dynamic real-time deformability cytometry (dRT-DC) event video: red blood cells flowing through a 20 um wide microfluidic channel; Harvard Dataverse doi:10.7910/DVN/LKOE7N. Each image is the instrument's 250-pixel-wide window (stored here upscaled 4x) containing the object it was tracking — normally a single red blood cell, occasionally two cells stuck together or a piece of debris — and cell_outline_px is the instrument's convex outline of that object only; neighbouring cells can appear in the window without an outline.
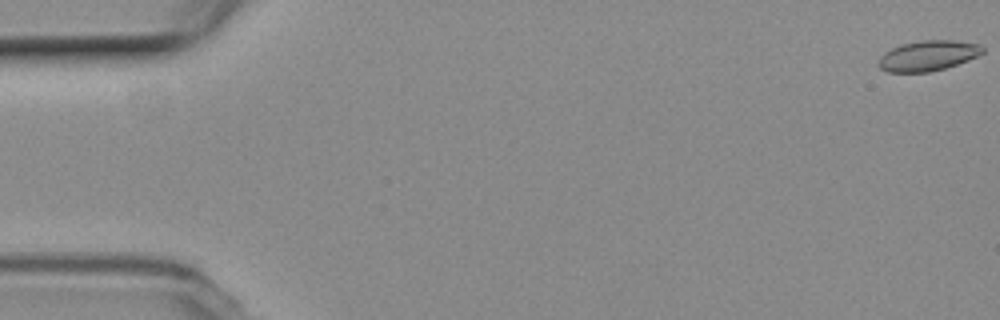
{"species": "common noctule bat (a hibernating species)", "species_latin": "Nyctalus noctula", "temperature_condition": "room temperature", "stored_images_in_passage": 56, "camera_frame_rate_fps": 3000, "um_per_image_px": 0.085, "animal": {"sex": "female", "body_mass_g": 19.3, "forearm_length_mm": 54.1}, "frame": {"image": 1, "passage_image": 1, "time_ms": 0.0, "image_size_px": [1000, 320], "cell_outline_px": [[984, 52], [968, 60], [944, 68], [928, 72], [888, 72], [880, 68], [876, 64], [880, 56], [884, 52], [892, 48], [904, 44], [924, 40], [952, 40], [980, 44], [984, 48]], "centroid_in_image_um": [78.86, 4.73], "position_along_channel_um": 6.1, "area_um2": 18.26}}
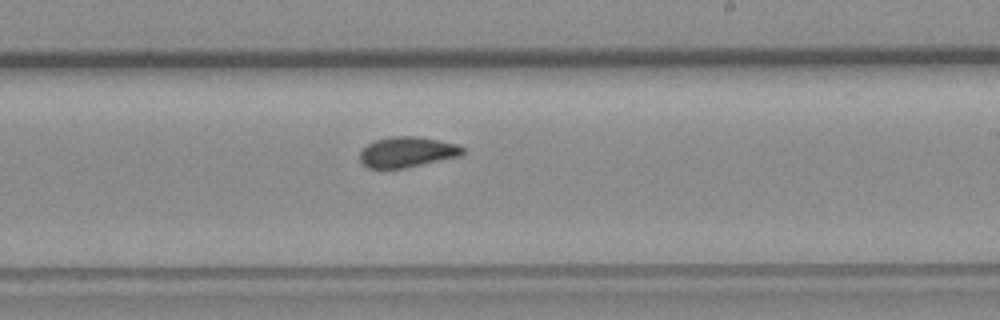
{"frame": {"image": 2, "passage_image": 33, "time_ms": 10.667, "image_size_px": [1000, 320], "cell_outline_px": [[464, 152], [460, 156], [404, 168], [368, 168], [360, 160], [360, 152], [368, 144], [376, 140], [392, 136], [416, 136], [456, 144], [464, 148]], "centroid_in_image_um": [34.6, 12.92], "position_along_channel_um": 254.4, "area_um2": 17.98}}
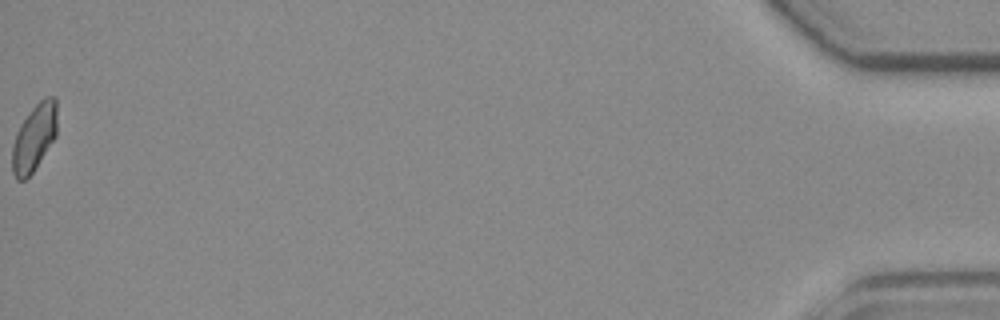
{"frame": {"image": 3, "passage_image": 56, "time_ms": 18.333, "image_size_px": [1000, 320], "cell_outline_px": [[56, 136], [32, 172], [24, 180], [16, 180], [12, 172], [12, 144], [16, 132], [20, 124], [32, 108], [44, 96], [56, 96]], "centroid_in_image_um": [2.89, 11.67], "position_along_channel_um": 432.3, "area_um2": 17.46}, "authors_computed_cell_mechanics": {"area_um2": 18.2359, "velocity_mm_per_s": 3.7401, "shape_relaxation_time_tau1_ms": null, "shape_relaxation_time_tau2_ms": 3.4927, "deformation_change_tau1": null, "deformation_change_tau2": 0.0474}}